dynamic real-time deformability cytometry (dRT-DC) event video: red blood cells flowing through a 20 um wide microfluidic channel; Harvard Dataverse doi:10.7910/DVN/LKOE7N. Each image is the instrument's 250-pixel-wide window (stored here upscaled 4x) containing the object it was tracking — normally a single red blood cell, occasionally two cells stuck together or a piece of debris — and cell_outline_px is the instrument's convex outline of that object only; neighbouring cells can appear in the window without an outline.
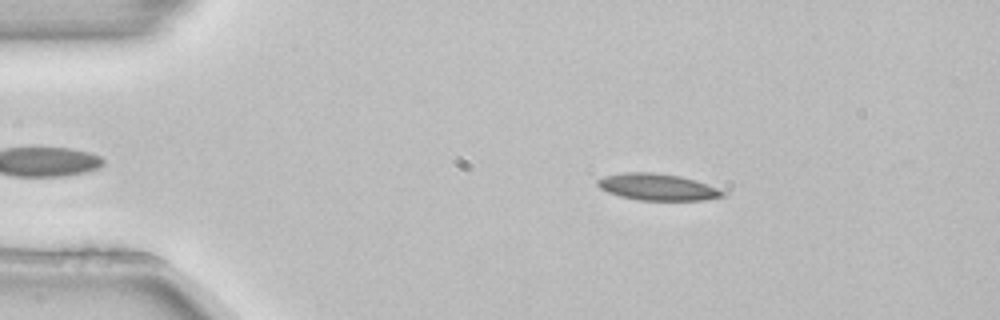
{"species": "common noctule bat (a hibernating species)", "species_latin": "Nyctalus noctula", "temperature_condition": "room temperature", "stored_images_in_passage": 4, "camera_frame_rate_fps": 3000, "um_per_image_px": 0.085, "animal": {"sex": "female", "body_mass_g": 22.7, "forearm_length_mm": 54.2}, "frame": {"image": 1, "passage_image": 2, "time_ms": 0.333, "image_size_px": [1000, 320], "cell_outline_px": [[724, 196], [700, 200], [640, 200], [620, 196], [608, 192], [600, 188], [596, 184], [596, 180], [604, 176], [624, 172], [652, 172], [680, 176], [696, 180], [708, 184], [724, 192]], "centroid_in_image_um": [55.84, 15.88], "position_along_channel_um": 29.2, "area_um2": 19.31}}
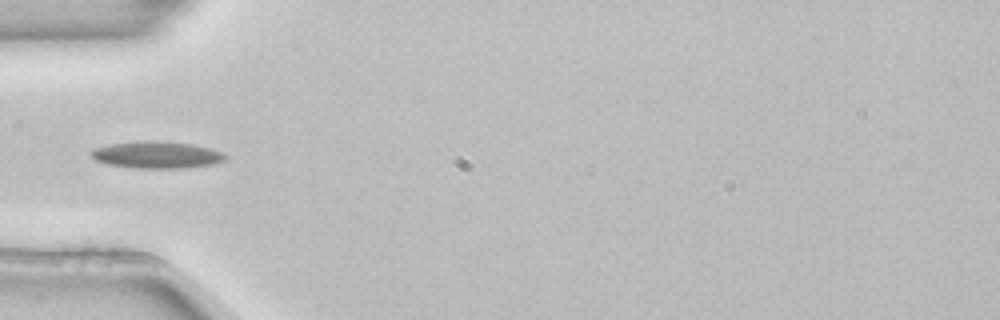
{"frame": {"image": 2, "passage_image": 4, "time_ms": 1.0, "image_size_px": [1000, 320], "cell_outline_px": [[228, 156], [224, 160], [216, 164], [188, 168], [132, 168], [108, 164], [96, 160], [88, 152], [92, 148], [112, 144], [144, 140], [192, 144], [212, 148], [224, 152]], "centroid_in_image_um": [13.36, 13.17], "position_along_channel_um": 71.6, "area_um2": 21.27}}